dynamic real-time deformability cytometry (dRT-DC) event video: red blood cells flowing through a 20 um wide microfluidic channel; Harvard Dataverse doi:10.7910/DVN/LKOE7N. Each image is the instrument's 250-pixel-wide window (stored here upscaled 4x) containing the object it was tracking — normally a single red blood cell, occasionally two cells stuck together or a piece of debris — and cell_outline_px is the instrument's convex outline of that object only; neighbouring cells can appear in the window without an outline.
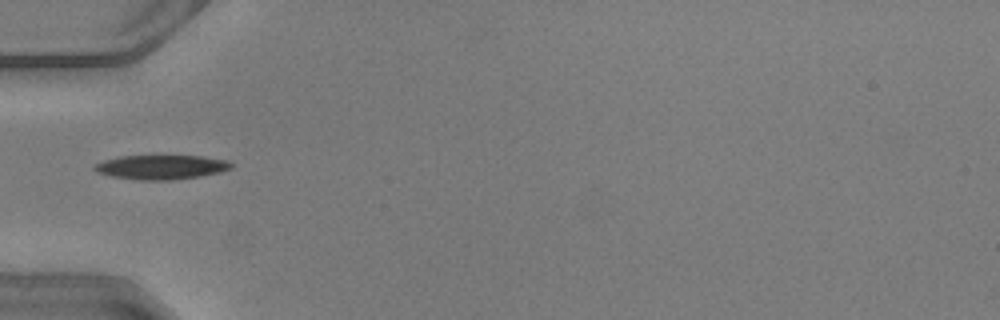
{"species": "common noctule bat (a hibernating species)", "species_latin": "Nyctalus noctula", "temperature_condition": "warm", "stored_images_in_passage": 34, "camera_frame_rate_fps": 3000, "um_per_image_px": 0.085, "animal": {"sex": "male", "body_mass_g": 20.5, "forearm_length_mm": 52.5}, "frame": {"image": 1, "passage_image": 1, "time_ms": 0.0, "image_size_px": [1000, 320], "cell_outline_px": [[232, 168], [220, 172], [200, 176], [172, 180], [136, 180], [112, 176], [96, 172], [92, 168], [96, 164], [104, 160], [120, 156], [204, 156], [228, 160], [232, 164]], "centroid_in_image_um": [13.71, 14.21], "position_along_channel_um": 71.3, "area_um2": 19.42}}
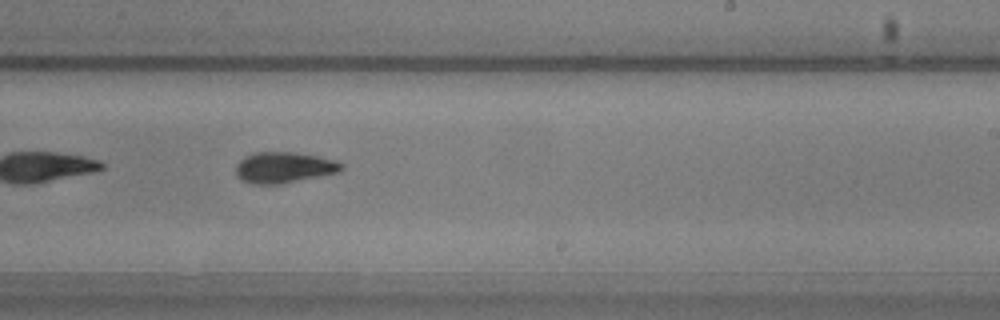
{"frame": {"image": 2, "passage_image": 15, "time_ms": 4.667, "image_size_px": [1000, 320], "cell_outline_px": [[344, 168], [340, 172], [280, 184], [256, 184], [240, 180], [236, 176], [236, 164], [244, 156], [252, 152], [296, 152], [320, 156], [336, 160], [344, 164]], "centroid_in_image_um": [24.15, 14.22], "position_along_channel_um": 264.9, "area_um2": 19.36}}
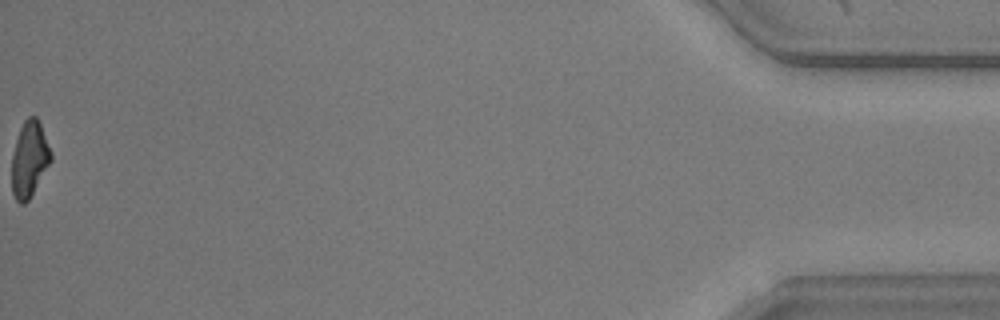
{"frame": {"image": 3, "passage_image": 34, "time_ms": 11.0, "image_size_px": [1000, 320], "cell_outline_px": [[52, 160], [28, 200], [24, 204], [20, 204], [16, 200], [12, 192], [12, 156], [16, 140], [20, 128], [24, 120], [28, 116], [36, 116], [40, 124], [52, 152]], "centroid_in_image_um": [2.5, 13.52], "position_along_channel_um": 432.7, "area_um2": 17.17}, "authors_computed_cell_mechanics": {"area_um2": 18.6983, "velocity_mm_per_s": 4.1352, "shape_relaxation_time_tau1_ms": 2.4419, "shape_relaxation_time_tau2_ms": 2.4766, "deformation_change_tau1": 0.1414, "deformation_change_tau2": 0.0898}}